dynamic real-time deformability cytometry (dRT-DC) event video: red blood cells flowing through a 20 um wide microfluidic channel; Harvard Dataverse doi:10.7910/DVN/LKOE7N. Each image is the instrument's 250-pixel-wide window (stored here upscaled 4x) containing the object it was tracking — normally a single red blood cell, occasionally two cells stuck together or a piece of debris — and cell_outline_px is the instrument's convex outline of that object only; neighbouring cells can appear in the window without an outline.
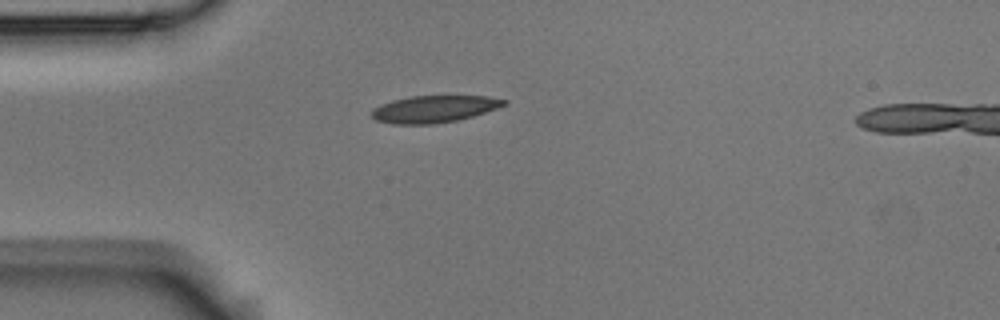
{"species": "Egyptian fruit bat (a non-hibernating species)", "species_latin": "Rousettus aegyptiacus", "temperature_condition": "room temperature", "stored_images_in_passage": 1, "camera_frame_rate_fps": 3000, "um_per_image_px": 0.085, "animal": {"sex": "male"}, "frame": {"image": 1, "passage_image": 1, "time_ms": 0.0, "image_size_px": [1000, 320], "cell_outline_px": [[508, 104], [472, 116], [456, 120], [432, 124], [392, 124], [376, 120], [372, 116], [372, 108], [380, 104], [392, 100], [412, 96], [488, 96], [508, 100]], "centroid_in_image_um": [36.88, 9.26], "position_along_channel_um": 48.1, "area_um2": 20.75}}